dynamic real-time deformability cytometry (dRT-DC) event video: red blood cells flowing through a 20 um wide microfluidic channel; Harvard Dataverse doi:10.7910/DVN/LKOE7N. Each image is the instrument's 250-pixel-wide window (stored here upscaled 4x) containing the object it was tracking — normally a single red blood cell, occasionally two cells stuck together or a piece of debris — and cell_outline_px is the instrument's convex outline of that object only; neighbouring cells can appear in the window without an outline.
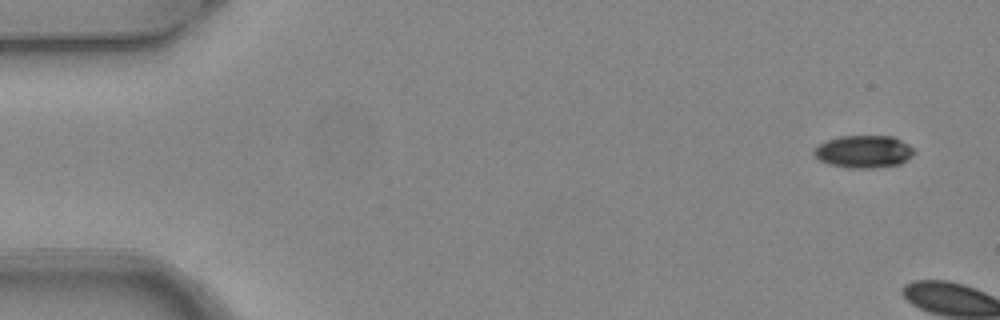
{"species": "common noctule bat (a hibernating species)", "species_latin": "Nyctalus noctula", "temperature_condition": "warm", "stored_images_in_passage": 5, "camera_frame_rate_fps": 3000, "um_per_image_px": 0.085, "animal": {"sex": "female", "body_mass_g": 24.6, "forearm_length_mm": 56.2}, "frame": {"image": 1, "passage_image": 1, "time_ms": 0.0, "image_size_px": [1000, 320], "cell_outline_px": [[916, 152], [912, 156], [900, 164], [872, 168], [848, 168], [828, 164], [820, 160], [812, 152], [820, 144], [828, 140], [840, 136], [892, 136], [908, 144]], "centroid_in_image_um": [73.43, 12.89], "position_along_channel_um": 11.6, "area_um2": 18.84}}
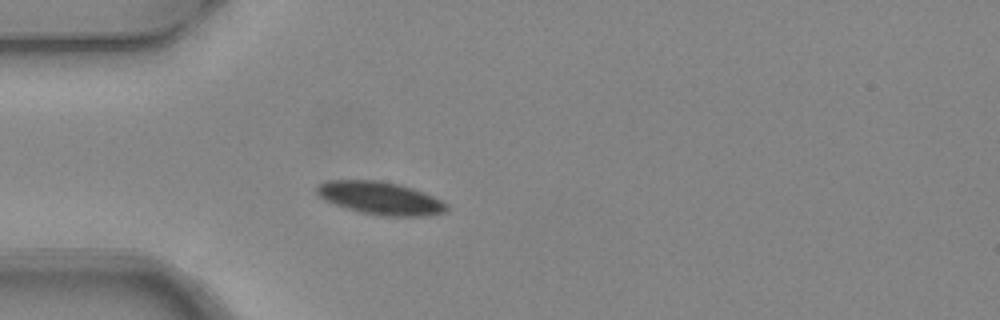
{"frame": {"image": 2, "passage_image": 5, "time_ms": 1.333, "image_size_px": [1000, 320], "cell_outline_px": [[448, 208], [444, 212], [424, 216], [380, 216], [360, 212], [344, 208], [324, 200], [316, 192], [316, 184], [328, 180], [380, 180], [412, 188], [424, 192], [448, 204]], "centroid_in_image_um": [32.28, 16.84], "position_along_channel_um": 52.7, "area_um2": 24.91}}